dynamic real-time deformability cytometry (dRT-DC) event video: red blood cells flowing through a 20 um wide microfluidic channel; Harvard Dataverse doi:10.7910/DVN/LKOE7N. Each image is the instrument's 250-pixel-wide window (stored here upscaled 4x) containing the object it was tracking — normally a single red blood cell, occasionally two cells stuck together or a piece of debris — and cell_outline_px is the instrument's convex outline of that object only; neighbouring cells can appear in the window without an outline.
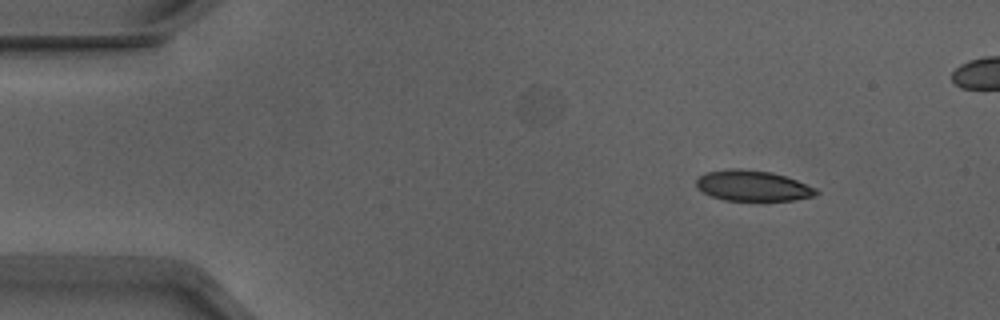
{"species": "Egyptian fruit bat (a non-hibernating species)", "species_latin": "Rousettus aegyptiacus", "temperature_condition": "warm", "stored_images_in_passage": 49, "camera_frame_rate_fps": 3000, "um_per_image_px": 0.085, "animal": {"sex": "male"}, "frame": {"image": 1, "passage_image": 6, "time_ms": 1.667, "image_size_px": [1000, 320], "cell_outline_px": [[820, 192], [812, 196], [792, 200], [724, 200], [712, 196], [696, 188], [696, 180], [700, 176], [708, 172], [732, 168], [740, 168], [772, 172], [796, 180], [816, 188]], "centroid_in_image_um": [63.96, 15.78], "position_along_channel_um": 21.0, "area_um2": 21.15}}
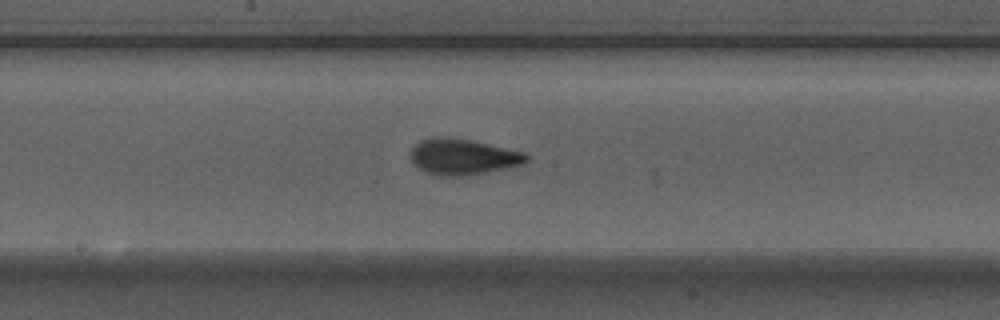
{"frame": {"image": 2, "passage_image": 27, "time_ms": 8.667, "image_size_px": [1000, 320], "cell_outline_px": [[528, 160], [524, 164], [484, 172], [460, 176], [432, 176], [416, 168], [412, 160], [412, 148], [420, 140], [432, 136], [444, 136], [468, 140], [524, 152], [528, 156]], "centroid_in_image_um": [39.28, 13.33], "position_along_channel_um": 208.9, "area_um2": 24.1}}
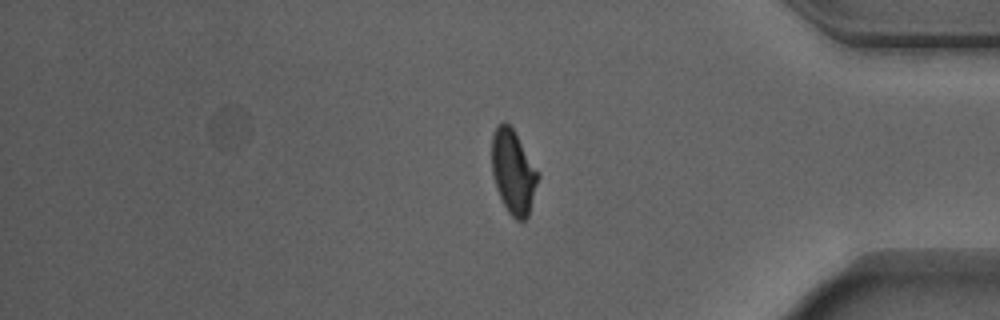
{"frame": {"image": 3, "passage_image": 43, "time_ms": 14.0, "image_size_px": [1000, 320], "cell_outline_px": [[540, 176], [528, 216], [524, 220], [516, 220], [508, 212], [496, 188], [492, 172], [492, 136], [496, 128], [504, 120], [512, 128], [540, 172]], "centroid_in_image_um": [43.65, 14.62], "position_along_channel_um": 391.6, "area_um2": 22.54}, "authors_computed_cell_mechanics": {"area_um2": 22.6576, "velocity_mm_per_s": 3.9017, "shape_relaxation_time_tau1_ms": 3.9014, "shape_relaxation_time_tau2_ms": 1.0691, "deformation_change_tau1": 0.1585, "deformation_change_tau2": 0.0726}}